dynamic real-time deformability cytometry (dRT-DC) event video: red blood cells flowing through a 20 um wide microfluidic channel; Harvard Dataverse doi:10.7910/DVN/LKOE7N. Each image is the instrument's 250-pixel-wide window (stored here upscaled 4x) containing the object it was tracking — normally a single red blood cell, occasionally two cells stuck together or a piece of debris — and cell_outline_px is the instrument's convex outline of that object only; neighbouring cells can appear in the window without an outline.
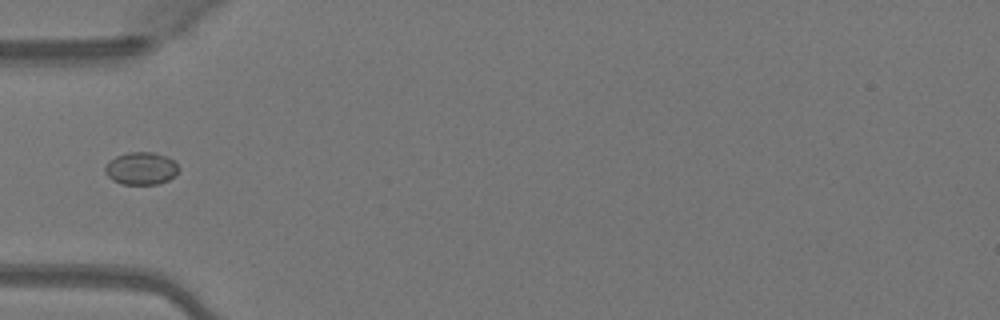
{"species": "Egyptian fruit bat (a non-hibernating species)", "species_latin": "Rousettus aegyptiacus", "temperature_condition": "warm", "stored_images_in_passage": 35, "camera_frame_rate_fps": 3000, "um_per_image_px": 0.085, "animal": {"sex": "female"}, "frame": {"image": 1, "passage_image": 1, "time_ms": 0.0, "image_size_px": [1000, 320], "cell_outline_px": [[180, 168], [176, 176], [160, 184], [120, 184], [112, 180], [104, 172], [104, 168], [116, 156], [128, 152], [152, 152], [164, 156], [172, 160]], "centroid_in_image_um": [12.01, 14.33], "position_along_channel_um": 73.0, "area_um2": 13.93}}
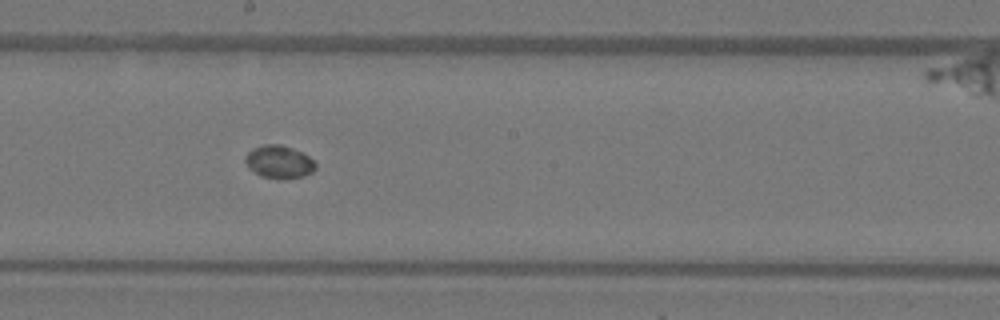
{"frame": {"image": 2, "passage_image": 12, "time_ms": 3.667, "image_size_px": [1000, 320], "cell_outline_px": [[316, 168], [312, 172], [304, 176], [280, 180], [260, 176], [248, 168], [244, 160], [244, 156], [252, 148], [264, 144], [280, 144], [292, 148], [308, 156], [316, 164]], "centroid_in_image_um": [23.68, 13.77], "position_along_channel_um": 224.5, "area_um2": 13.64}}
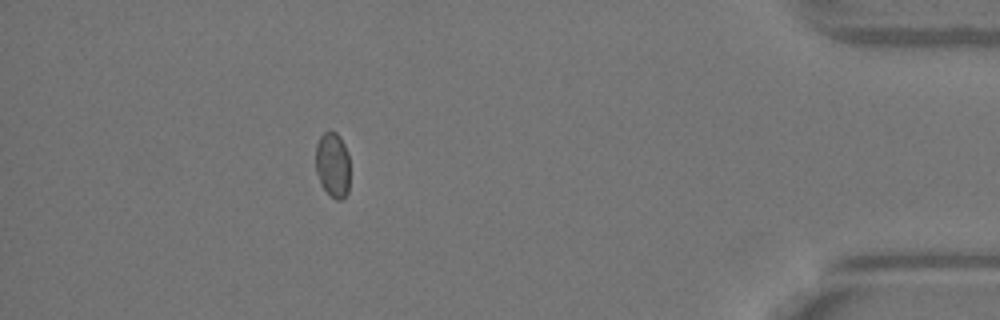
{"frame": {"image": 3, "passage_image": 29, "time_ms": 9.333, "image_size_px": [1000, 320], "cell_outline_px": [[348, 192], [340, 200], [336, 200], [320, 184], [316, 172], [316, 144], [320, 136], [328, 128], [336, 132], [340, 136], [348, 152]], "centroid_in_image_um": [28.26, 13.95], "position_along_channel_um": 406.9, "area_um2": 13.06}}